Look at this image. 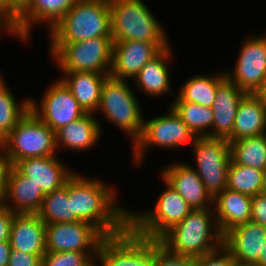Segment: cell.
Listing matches in <instances>:
<instances>
[{
    "label": "cell",
    "mask_w": 266,
    "mask_h": 266,
    "mask_svg": "<svg viewBox=\"0 0 266 266\" xmlns=\"http://www.w3.org/2000/svg\"><path fill=\"white\" fill-rule=\"evenodd\" d=\"M115 193L97 178H85L74 173L67 181L72 222H89L105 236L121 233L128 226L129 211L115 204Z\"/></svg>",
    "instance_id": "1"
},
{
    "label": "cell",
    "mask_w": 266,
    "mask_h": 266,
    "mask_svg": "<svg viewBox=\"0 0 266 266\" xmlns=\"http://www.w3.org/2000/svg\"><path fill=\"white\" fill-rule=\"evenodd\" d=\"M210 210H192L159 239L161 245L173 254L191 258L202 257L221 248L223 235L214 210L212 213Z\"/></svg>",
    "instance_id": "2"
},
{
    "label": "cell",
    "mask_w": 266,
    "mask_h": 266,
    "mask_svg": "<svg viewBox=\"0 0 266 266\" xmlns=\"http://www.w3.org/2000/svg\"><path fill=\"white\" fill-rule=\"evenodd\" d=\"M49 32L51 43L112 37L109 0H78Z\"/></svg>",
    "instance_id": "3"
},
{
    "label": "cell",
    "mask_w": 266,
    "mask_h": 266,
    "mask_svg": "<svg viewBox=\"0 0 266 266\" xmlns=\"http://www.w3.org/2000/svg\"><path fill=\"white\" fill-rule=\"evenodd\" d=\"M109 10L113 42H170L142 0H109Z\"/></svg>",
    "instance_id": "4"
},
{
    "label": "cell",
    "mask_w": 266,
    "mask_h": 266,
    "mask_svg": "<svg viewBox=\"0 0 266 266\" xmlns=\"http://www.w3.org/2000/svg\"><path fill=\"white\" fill-rule=\"evenodd\" d=\"M0 149L12 165L26 158L55 156V132L29 110L2 140Z\"/></svg>",
    "instance_id": "5"
},
{
    "label": "cell",
    "mask_w": 266,
    "mask_h": 266,
    "mask_svg": "<svg viewBox=\"0 0 266 266\" xmlns=\"http://www.w3.org/2000/svg\"><path fill=\"white\" fill-rule=\"evenodd\" d=\"M51 56L62 72L109 74L112 37H96L74 43H51Z\"/></svg>",
    "instance_id": "6"
},
{
    "label": "cell",
    "mask_w": 266,
    "mask_h": 266,
    "mask_svg": "<svg viewBox=\"0 0 266 266\" xmlns=\"http://www.w3.org/2000/svg\"><path fill=\"white\" fill-rule=\"evenodd\" d=\"M97 111H102L120 131L129 134L133 143L139 138L144 119L140 105L125 80L108 76L102 86Z\"/></svg>",
    "instance_id": "7"
},
{
    "label": "cell",
    "mask_w": 266,
    "mask_h": 266,
    "mask_svg": "<svg viewBox=\"0 0 266 266\" xmlns=\"http://www.w3.org/2000/svg\"><path fill=\"white\" fill-rule=\"evenodd\" d=\"M166 190L159 196L156 206L143 213H128V225L139 235L159 240L174 225L192 211L187 202L163 178Z\"/></svg>",
    "instance_id": "8"
},
{
    "label": "cell",
    "mask_w": 266,
    "mask_h": 266,
    "mask_svg": "<svg viewBox=\"0 0 266 266\" xmlns=\"http://www.w3.org/2000/svg\"><path fill=\"white\" fill-rule=\"evenodd\" d=\"M169 108L170 111L166 115L144 120L139 138L132 143L136 164L142 162L145 150L152 144L166 149H177L191 142L194 147L199 136L185 125L172 107Z\"/></svg>",
    "instance_id": "9"
},
{
    "label": "cell",
    "mask_w": 266,
    "mask_h": 266,
    "mask_svg": "<svg viewBox=\"0 0 266 266\" xmlns=\"http://www.w3.org/2000/svg\"><path fill=\"white\" fill-rule=\"evenodd\" d=\"M95 258L101 266H152L153 239L137 234L128 225L119 234L105 236Z\"/></svg>",
    "instance_id": "10"
},
{
    "label": "cell",
    "mask_w": 266,
    "mask_h": 266,
    "mask_svg": "<svg viewBox=\"0 0 266 266\" xmlns=\"http://www.w3.org/2000/svg\"><path fill=\"white\" fill-rule=\"evenodd\" d=\"M199 175L206 191L214 198L227 188L228 169L231 163L230 144L226 138L199 137L194 145Z\"/></svg>",
    "instance_id": "11"
},
{
    "label": "cell",
    "mask_w": 266,
    "mask_h": 266,
    "mask_svg": "<svg viewBox=\"0 0 266 266\" xmlns=\"http://www.w3.org/2000/svg\"><path fill=\"white\" fill-rule=\"evenodd\" d=\"M104 237L89 222L46 224V252H98Z\"/></svg>",
    "instance_id": "12"
},
{
    "label": "cell",
    "mask_w": 266,
    "mask_h": 266,
    "mask_svg": "<svg viewBox=\"0 0 266 266\" xmlns=\"http://www.w3.org/2000/svg\"><path fill=\"white\" fill-rule=\"evenodd\" d=\"M232 74L226 77L246 93H256L266 83V35L249 37L241 46Z\"/></svg>",
    "instance_id": "13"
},
{
    "label": "cell",
    "mask_w": 266,
    "mask_h": 266,
    "mask_svg": "<svg viewBox=\"0 0 266 266\" xmlns=\"http://www.w3.org/2000/svg\"><path fill=\"white\" fill-rule=\"evenodd\" d=\"M36 102L31 99L30 110L54 132L86 114L60 79L46 90L39 105Z\"/></svg>",
    "instance_id": "14"
},
{
    "label": "cell",
    "mask_w": 266,
    "mask_h": 266,
    "mask_svg": "<svg viewBox=\"0 0 266 266\" xmlns=\"http://www.w3.org/2000/svg\"><path fill=\"white\" fill-rule=\"evenodd\" d=\"M169 45H171L169 42L136 40L113 42L109 76L126 81L127 78H135L148 61Z\"/></svg>",
    "instance_id": "15"
},
{
    "label": "cell",
    "mask_w": 266,
    "mask_h": 266,
    "mask_svg": "<svg viewBox=\"0 0 266 266\" xmlns=\"http://www.w3.org/2000/svg\"><path fill=\"white\" fill-rule=\"evenodd\" d=\"M266 227L248 221L231 228L223 234L222 247L238 264L255 265L263 252Z\"/></svg>",
    "instance_id": "16"
},
{
    "label": "cell",
    "mask_w": 266,
    "mask_h": 266,
    "mask_svg": "<svg viewBox=\"0 0 266 266\" xmlns=\"http://www.w3.org/2000/svg\"><path fill=\"white\" fill-rule=\"evenodd\" d=\"M161 176L177 191L192 210L213 206V198L206 191L203 182L192 166L176 162L165 167Z\"/></svg>",
    "instance_id": "17"
},
{
    "label": "cell",
    "mask_w": 266,
    "mask_h": 266,
    "mask_svg": "<svg viewBox=\"0 0 266 266\" xmlns=\"http://www.w3.org/2000/svg\"><path fill=\"white\" fill-rule=\"evenodd\" d=\"M13 166L45 194L61 188L75 173L65 168L56 155L22 159Z\"/></svg>",
    "instance_id": "18"
},
{
    "label": "cell",
    "mask_w": 266,
    "mask_h": 266,
    "mask_svg": "<svg viewBox=\"0 0 266 266\" xmlns=\"http://www.w3.org/2000/svg\"><path fill=\"white\" fill-rule=\"evenodd\" d=\"M11 249L39 255L46 253V224L37 214H16L11 225Z\"/></svg>",
    "instance_id": "19"
},
{
    "label": "cell",
    "mask_w": 266,
    "mask_h": 266,
    "mask_svg": "<svg viewBox=\"0 0 266 266\" xmlns=\"http://www.w3.org/2000/svg\"><path fill=\"white\" fill-rule=\"evenodd\" d=\"M245 94L227 77L217 86L211 107L214 113L212 137L227 139L232 134L237 110Z\"/></svg>",
    "instance_id": "20"
},
{
    "label": "cell",
    "mask_w": 266,
    "mask_h": 266,
    "mask_svg": "<svg viewBox=\"0 0 266 266\" xmlns=\"http://www.w3.org/2000/svg\"><path fill=\"white\" fill-rule=\"evenodd\" d=\"M45 196L46 194L38 186L31 180H27V176L22 175L12 166L3 206L16 214H36Z\"/></svg>",
    "instance_id": "21"
},
{
    "label": "cell",
    "mask_w": 266,
    "mask_h": 266,
    "mask_svg": "<svg viewBox=\"0 0 266 266\" xmlns=\"http://www.w3.org/2000/svg\"><path fill=\"white\" fill-rule=\"evenodd\" d=\"M78 0H32L29 7L16 19L15 29L18 37L27 41L31 24L47 23L52 29Z\"/></svg>",
    "instance_id": "22"
},
{
    "label": "cell",
    "mask_w": 266,
    "mask_h": 266,
    "mask_svg": "<svg viewBox=\"0 0 266 266\" xmlns=\"http://www.w3.org/2000/svg\"><path fill=\"white\" fill-rule=\"evenodd\" d=\"M252 197L225 189L213 198L216 222L223 235L231 228L251 221Z\"/></svg>",
    "instance_id": "23"
},
{
    "label": "cell",
    "mask_w": 266,
    "mask_h": 266,
    "mask_svg": "<svg viewBox=\"0 0 266 266\" xmlns=\"http://www.w3.org/2000/svg\"><path fill=\"white\" fill-rule=\"evenodd\" d=\"M266 134V109L255 93H246L240 101L230 141Z\"/></svg>",
    "instance_id": "24"
},
{
    "label": "cell",
    "mask_w": 266,
    "mask_h": 266,
    "mask_svg": "<svg viewBox=\"0 0 266 266\" xmlns=\"http://www.w3.org/2000/svg\"><path fill=\"white\" fill-rule=\"evenodd\" d=\"M60 79L85 113L95 114L100 103L101 90L109 74L92 72H63Z\"/></svg>",
    "instance_id": "25"
},
{
    "label": "cell",
    "mask_w": 266,
    "mask_h": 266,
    "mask_svg": "<svg viewBox=\"0 0 266 266\" xmlns=\"http://www.w3.org/2000/svg\"><path fill=\"white\" fill-rule=\"evenodd\" d=\"M94 116V114L86 113L57 130L55 132L56 148L61 145L74 151L92 148L101 137V127Z\"/></svg>",
    "instance_id": "26"
},
{
    "label": "cell",
    "mask_w": 266,
    "mask_h": 266,
    "mask_svg": "<svg viewBox=\"0 0 266 266\" xmlns=\"http://www.w3.org/2000/svg\"><path fill=\"white\" fill-rule=\"evenodd\" d=\"M171 56V57H170ZM170 45L163 49L156 57L148 61L133 79L136 86L148 96H160L173 91L170 88V76L167 64L172 60ZM170 58V59H169Z\"/></svg>",
    "instance_id": "27"
},
{
    "label": "cell",
    "mask_w": 266,
    "mask_h": 266,
    "mask_svg": "<svg viewBox=\"0 0 266 266\" xmlns=\"http://www.w3.org/2000/svg\"><path fill=\"white\" fill-rule=\"evenodd\" d=\"M226 78V74L195 75L187 80L180 88L179 95L174 101L193 102L202 106L212 107L217 86Z\"/></svg>",
    "instance_id": "28"
},
{
    "label": "cell",
    "mask_w": 266,
    "mask_h": 266,
    "mask_svg": "<svg viewBox=\"0 0 266 266\" xmlns=\"http://www.w3.org/2000/svg\"><path fill=\"white\" fill-rule=\"evenodd\" d=\"M231 160L266 172V134L230 141Z\"/></svg>",
    "instance_id": "29"
},
{
    "label": "cell",
    "mask_w": 266,
    "mask_h": 266,
    "mask_svg": "<svg viewBox=\"0 0 266 266\" xmlns=\"http://www.w3.org/2000/svg\"><path fill=\"white\" fill-rule=\"evenodd\" d=\"M185 125L199 137H212V108L193 102L174 101L171 105Z\"/></svg>",
    "instance_id": "30"
},
{
    "label": "cell",
    "mask_w": 266,
    "mask_h": 266,
    "mask_svg": "<svg viewBox=\"0 0 266 266\" xmlns=\"http://www.w3.org/2000/svg\"><path fill=\"white\" fill-rule=\"evenodd\" d=\"M266 172L231 160L228 169L227 189L254 197L261 194Z\"/></svg>",
    "instance_id": "31"
},
{
    "label": "cell",
    "mask_w": 266,
    "mask_h": 266,
    "mask_svg": "<svg viewBox=\"0 0 266 266\" xmlns=\"http://www.w3.org/2000/svg\"><path fill=\"white\" fill-rule=\"evenodd\" d=\"M45 224L72 222L71 198L67 197V182L61 188L46 194L36 213Z\"/></svg>",
    "instance_id": "32"
},
{
    "label": "cell",
    "mask_w": 266,
    "mask_h": 266,
    "mask_svg": "<svg viewBox=\"0 0 266 266\" xmlns=\"http://www.w3.org/2000/svg\"><path fill=\"white\" fill-rule=\"evenodd\" d=\"M30 105V98L18 104L5 83L0 87V143L28 113Z\"/></svg>",
    "instance_id": "33"
},
{
    "label": "cell",
    "mask_w": 266,
    "mask_h": 266,
    "mask_svg": "<svg viewBox=\"0 0 266 266\" xmlns=\"http://www.w3.org/2000/svg\"><path fill=\"white\" fill-rule=\"evenodd\" d=\"M97 252H46L42 266H88Z\"/></svg>",
    "instance_id": "34"
},
{
    "label": "cell",
    "mask_w": 266,
    "mask_h": 266,
    "mask_svg": "<svg viewBox=\"0 0 266 266\" xmlns=\"http://www.w3.org/2000/svg\"><path fill=\"white\" fill-rule=\"evenodd\" d=\"M152 266H194V258L173 254L153 239Z\"/></svg>",
    "instance_id": "35"
},
{
    "label": "cell",
    "mask_w": 266,
    "mask_h": 266,
    "mask_svg": "<svg viewBox=\"0 0 266 266\" xmlns=\"http://www.w3.org/2000/svg\"><path fill=\"white\" fill-rule=\"evenodd\" d=\"M235 263L232 256L223 247L213 253L194 258V266H234Z\"/></svg>",
    "instance_id": "36"
},
{
    "label": "cell",
    "mask_w": 266,
    "mask_h": 266,
    "mask_svg": "<svg viewBox=\"0 0 266 266\" xmlns=\"http://www.w3.org/2000/svg\"><path fill=\"white\" fill-rule=\"evenodd\" d=\"M8 266H42V257L11 249Z\"/></svg>",
    "instance_id": "37"
},
{
    "label": "cell",
    "mask_w": 266,
    "mask_h": 266,
    "mask_svg": "<svg viewBox=\"0 0 266 266\" xmlns=\"http://www.w3.org/2000/svg\"><path fill=\"white\" fill-rule=\"evenodd\" d=\"M251 221L266 227V196L262 193L251 199Z\"/></svg>",
    "instance_id": "38"
},
{
    "label": "cell",
    "mask_w": 266,
    "mask_h": 266,
    "mask_svg": "<svg viewBox=\"0 0 266 266\" xmlns=\"http://www.w3.org/2000/svg\"><path fill=\"white\" fill-rule=\"evenodd\" d=\"M15 213L9 208L0 205V242L10 241L11 225Z\"/></svg>",
    "instance_id": "39"
},
{
    "label": "cell",
    "mask_w": 266,
    "mask_h": 266,
    "mask_svg": "<svg viewBox=\"0 0 266 266\" xmlns=\"http://www.w3.org/2000/svg\"><path fill=\"white\" fill-rule=\"evenodd\" d=\"M12 166L10 160L0 149V205L3 204L6 196L7 180Z\"/></svg>",
    "instance_id": "40"
},
{
    "label": "cell",
    "mask_w": 266,
    "mask_h": 266,
    "mask_svg": "<svg viewBox=\"0 0 266 266\" xmlns=\"http://www.w3.org/2000/svg\"><path fill=\"white\" fill-rule=\"evenodd\" d=\"M32 0H6V17L15 25L16 19L29 7Z\"/></svg>",
    "instance_id": "41"
},
{
    "label": "cell",
    "mask_w": 266,
    "mask_h": 266,
    "mask_svg": "<svg viewBox=\"0 0 266 266\" xmlns=\"http://www.w3.org/2000/svg\"><path fill=\"white\" fill-rule=\"evenodd\" d=\"M10 251H11L10 241H1L0 242V266H8Z\"/></svg>",
    "instance_id": "42"
},
{
    "label": "cell",
    "mask_w": 266,
    "mask_h": 266,
    "mask_svg": "<svg viewBox=\"0 0 266 266\" xmlns=\"http://www.w3.org/2000/svg\"><path fill=\"white\" fill-rule=\"evenodd\" d=\"M1 28H5L9 33L18 36L15 25L0 11V30Z\"/></svg>",
    "instance_id": "43"
},
{
    "label": "cell",
    "mask_w": 266,
    "mask_h": 266,
    "mask_svg": "<svg viewBox=\"0 0 266 266\" xmlns=\"http://www.w3.org/2000/svg\"><path fill=\"white\" fill-rule=\"evenodd\" d=\"M266 109V83L255 93Z\"/></svg>",
    "instance_id": "44"
},
{
    "label": "cell",
    "mask_w": 266,
    "mask_h": 266,
    "mask_svg": "<svg viewBox=\"0 0 266 266\" xmlns=\"http://www.w3.org/2000/svg\"><path fill=\"white\" fill-rule=\"evenodd\" d=\"M257 266H266V241L263 247V252H261V256L258 262L255 264Z\"/></svg>",
    "instance_id": "45"
},
{
    "label": "cell",
    "mask_w": 266,
    "mask_h": 266,
    "mask_svg": "<svg viewBox=\"0 0 266 266\" xmlns=\"http://www.w3.org/2000/svg\"><path fill=\"white\" fill-rule=\"evenodd\" d=\"M0 11L6 16V0H0Z\"/></svg>",
    "instance_id": "46"
},
{
    "label": "cell",
    "mask_w": 266,
    "mask_h": 266,
    "mask_svg": "<svg viewBox=\"0 0 266 266\" xmlns=\"http://www.w3.org/2000/svg\"><path fill=\"white\" fill-rule=\"evenodd\" d=\"M262 194H263L264 196H266V175H265V179H264V185H263Z\"/></svg>",
    "instance_id": "47"
},
{
    "label": "cell",
    "mask_w": 266,
    "mask_h": 266,
    "mask_svg": "<svg viewBox=\"0 0 266 266\" xmlns=\"http://www.w3.org/2000/svg\"><path fill=\"white\" fill-rule=\"evenodd\" d=\"M234 266H257V265H249V264H238V263H235Z\"/></svg>",
    "instance_id": "48"
},
{
    "label": "cell",
    "mask_w": 266,
    "mask_h": 266,
    "mask_svg": "<svg viewBox=\"0 0 266 266\" xmlns=\"http://www.w3.org/2000/svg\"><path fill=\"white\" fill-rule=\"evenodd\" d=\"M4 83H6V82L4 81V79L2 78V76L0 75V87H1Z\"/></svg>",
    "instance_id": "49"
},
{
    "label": "cell",
    "mask_w": 266,
    "mask_h": 266,
    "mask_svg": "<svg viewBox=\"0 0 266 266\" xmlns=\"http://www.w3.org/2000/svg\"><path fill=\"white\" fill-rule=\"evenodd\" d=\"M95 260H93L88 266H97V265H95Z\"/></svg>",
    "instance_id": "50"
}]
</instances>
